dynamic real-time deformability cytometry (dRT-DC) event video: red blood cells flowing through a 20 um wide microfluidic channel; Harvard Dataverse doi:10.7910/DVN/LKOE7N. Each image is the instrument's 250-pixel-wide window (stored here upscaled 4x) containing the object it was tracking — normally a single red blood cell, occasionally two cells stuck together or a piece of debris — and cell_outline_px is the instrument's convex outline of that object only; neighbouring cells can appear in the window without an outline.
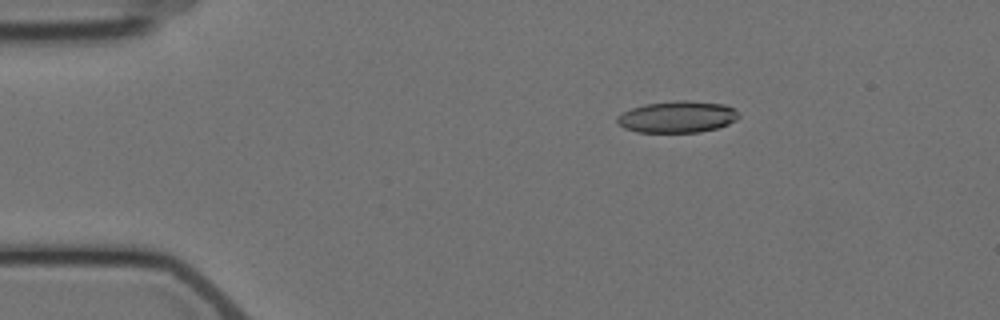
{"species": "Egyptian fruit bat (a non-hibernating species)", "species_latin": "Rousettus aegyptiacus", "temperature_condition": "cold", "stored_images_in_passage": 4, "camera_frame_rate_fps": 3000, "um_per_image_px": 0.085, "animal": {"sex": "female"}, "frame": {"image": 1, "passage_image": 2, "time_ms": 1.0, "image_size_px": [1000, 320], "cell_outline_px": [[740, 116], [736, 120], [728, 124], [716, 128], [700, 132], [636, 132], [624, 128], [616, 120], [616, 116], [632, 108], [644, 104], [680, 100], [688, 100], [724, 104], [732, 108]], "centroid_in_image_um": [57.56, 9.93], "position_along_channel_um": 27.4, "area_um2": 22.31}}